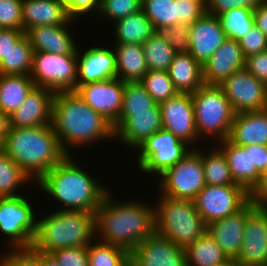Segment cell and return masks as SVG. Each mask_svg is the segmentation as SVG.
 I'll use <instances>...</instances> for the list:
<instances>
[{"label":"cell","mask_w":267,"mask_h":266,"mask_svg":"<svg viewBox=\"0 0 267 266\" xmlns=\"http://www.w3.org/2000/svg\"><path fill=\"white\" fill-rule=\"evenodd\" d=\"M73 21L75 23V20L70 18L62 25H42L29 28L25 34L29 38L33 51L58 55H77V42L67 29Z\"/></svg>","instance_id":"21"},{"label":"cell","mask_w":267,"mask_h":266,"mask_svg":"<svg viewBox=\"0 0 267 266\" xmlns=\"http://www.w3.org/2000/svg\"><path fill=\"white\" fill-rule=\"evenodd\" d=\"M238 42L245 58L267 50V36L255 25Z\"/></svg>","instance_id":"46"},{"label":"cell","mask_w":267,"mask_h":266,"mask_svg":"<svg viewBox=\"0 0 267 266\" xmlns=\"http://www.w3.org/2000/svg\"><path fill=\"white\" fill-rule=\"evenodd\" d=\"M250 199L251 195L239 185H205L193 202L202 220L208 225L236 213Z\"/></svg>","instance_id":"12"},{"label":"cell","mask_w":267,"mask_h":266,"mask_svg":"<svg viewBox=\"0 0 267 266\" xmlns=\"http://www.w3.org/2000/svg\"><path fill=\"white\" fill-rule=\"evenodd\" d=\"M113 199L107 192L95 211L96 238L131 252L155 232V207L134 199L125 202Z\"/></svg>","instance_id":"2"},{"label":"cell","mask_w":267,"mask_h":266,"mask_svg":"<svg viewBox=\"0 0 267 266\" xmlns=\"http://www.w3.org/2000/svg\"><path fill=\"white\" fill-rule=\"evenodd\" d=\"M163 129L170 131L186 144L199 140L195 126L194 106L191 94L177 93L160 104Z\"/></svg>","instance_id":"16"},{"label":"cell","mask_w":267,"mask_h":266,"mask_svg":"<svg viewBox=\"0 0 267 266\" xmlns=\"http://www.w3.org/2000/svg\"><path fill=\"white\" fill-rule=\"evenodd\" d=\"M25 34L17 29H0V61L5 57L9 49Z\"/></svg>","instance_id":"52"},{"label":"cell","mask_w":267,"mask_h":266,"mask_svg":"<svg viewBox=\"0 0 267 266\" xmlns=\"http://www.w3.org/2000/svg\"><path fill=\"white\" fill-rule=\"evenodd\" d=\"M140 83L158 104L178 93L167 71H148Z\"/></svg>","instance_id":"41"},{"label":"cell","mask_w":267,"mask_h":266,"mask_svg":"<svg viewBox=\"0 0 267 266\" xmlns=\"http://www.w3.org/2000/svg\"><path fill=\"white\" fill-rule=\"evenodd\" d=\"M227 38L238 41L255 25L253 10L236 8L217 16Z\"/></svg>","instance_id":"39"},{"label":"cell","mask_w":267,"mask_h":266,"mask_svg":"<svg viewBox=\"0 0 267 266\" xmlns=\"http://www.w3.org/2000/svg\"><path fill=\"white\" fill-rule=\"evenodd\" d=\"M10 127L9 116L0 110V134H7Z\"/></svg>","instance_id":"57"},{"label":"cell","mask_w":267,"mask_h":266,"mask_svg":"<svg viewBox=\"0 0 267 266\" xmlns=\"http://www.w3.org/2000/svg\"><path fill=\"white\" fill-rule=\"evenodd\" d=\"M142 46L149 71H167L177 53L167 40L155 33Z\"/></svg>","instance_id":"36"},{"label":"cell","mask_w":267,"mask_h":266,"mask_svg":"<svg viewBox=\"0 0 267 266\" xmlns=\"http://www.w3.org/2000/svg\"><path fill=\"white\" fill-rule=\"evenodd\" d=\"M245 68L267 86V50L248 56Z\"/></svg>","instance_id":"51"},{"label":"cell","mask_w":267,"mask_h":266,"mask_svg":"<svg viewBox=\"0 0 267 266\" xmlns=\"http://www.w3.org/2000/svg\"><path fill=\"white\" fill-rule=\"evenodd\" d=\"M124 85L122 80L112 78L80 85L75 91L86 104L114 125L122 110Z\"/></svg>","instance_id":"15"},{"label":"cell","mask_w":267,"mask_h":266,"mask_svg":"<svg viewBox=\"0 0 267 266\" xmlns=\"http://www.w3.org/2000/svg\"><path fill=\"white\" fill-rule=\"evenodd\" d=\"M54 96V91L35 86L9 117L10 127L29 128L51 125Z\"/></svg>","instance_id":"20"},{"label":"cell","mask_w":267,"mask_h":266,"mask_svg":"<svg viewBox=\"0 0 267 266\" xmlns=\"http://www.w3.org/2000/svg\"><path fill=\"white\" fill-rule=\"evenodd\" d=\"M162 128L160 105L156 103L149 111L132 112V116L114 132V139L134 150Z\"/></svg>","instance_id":"25"},{"label":"cell","mask_w":267,"mask_h":266,"mask_svg":"<svg viewBox=\"0 0 267 266\" xmlns=\"http://www.w3.org/2000/svg\"><path fill=\"white\" fill-rule=\"evenodd\" d=\"M77 55L33 52L31 79L36 87L56 92L77 89Z\"/></svg>","instance_id":"11"},{"label":"cell","mask_w":267,"mask_h":266,"mask_svg":"<svg viewBox=\"0 0 267 266\" xmlns=\"http://www.w3.org/2000/svg\"><path fill=\"white\" fill-rule=\"evenodd\" d=\"M199 148L197 150L200 152L206 185H237L230 173L226 156L216 145L211 146V150H207L208 153Z\"/></svg>","instance_id":"33"},{"label":"cell","mask_w":267,"mask_h":266,"mask_svg":"<svg viewBox=\"0 0 267 266\" xmlns=\"http://www.w3.org/2000/svg\"><path fill=\"white\" fill-rule=\"evenodd\" d=\"M190 55L202 66L227 39L217 16L205 13L190 24Z\"/></svg>","instance_id":"18"},{"label":"cell","mask_w":267,"mask_h":266,"mask_svg":"<svg viewBox=\"0 0 267 266\" xmlns=\"http://www.w3.org/2000/svg\"><path fill=\"white\" fill-rule=\"evenodd\" d=\"M33 52L29 38L24 34L0 61V74L30 75Z\"/></svg>","instance_id":"34"},{"label":"cell","mask_w":267,"mask_h":266,"mask_svg":"<svg viewBox=\"0 0 267 266\" xmlns=\"http://www.w3.org/2000/svg\"><path fill=\"white\" fill-rule=\"evenodd\" d=\"M113 49L118 79L123 82H137L149 71L141 44H114Z\"/></svg>","instance_id":"29"},{"label":"cell","mask_w":267,"mask_h":266,"mask_svg":"<svg viewBox=\"0 0 267 266\" xmlns=\"http://www.w3.org/2000/svg\"><path fill=\"white\" fill-rule=\"evenodd\" d=\"M206 231L193 200L160 196L155 205V232L185 249Z\"/></svg>","instance_id":"6"},{"label":"cell","mask_w":267,"mask_h":266,"mask_svg":"<svg viewBox=\"0 0 267 266\" xmlns=\"http://www.w3.org/2000/svg\"><path fill=\"white\" fill-rule=\"evenodd\" d=\"M228 140L238 146H267V109L236 113Z\"/></svg>","instance_id":"26"},{"label":"cell","mask_w":267,"mask_h":266,"mask_svg":"<svg viewBox=\"0 0 267 266\" xmlns=\"http://www.w3.org/2000/svg\"><path fill=\"white\" fill-rule=\"evenodd\" d=\"M23 196L0 197V231L7 236L8 250L31 249L37 232V214Z\"/></svg>","instance_id":"8"},{"label":"cell","mask_w":267,"mask_h":266,"mask_svg":"<svg viewBox=\"0 0 267 266\" xmlns=\"http://www.w3.org/2000/svg\"><path fill=\"white\" fill-rule=\"evenodd\" d=\"M206 13L214 16L236 9L248 8L254 10L262 3L261 0H205Z\"/></svg>","instance_id":"48"},{"label":"cell","mask_w":267,"mask_h":266,"mask_svg":"<svg viewBox=\"0 0 267 266\" xmlns=\"http://www.w3.org/2000/svg\"><path fill=\"white\" fill-rule=\"evenodd\" d=\"M74 160L67 155L37 181V187L64 206L59 210L95 213L109 189Z\"/></svg>","instance_id":"3"},{"label":"cell","mask_w":267,"mask_h":266,"mask_svg":"<svg viewBox=\"0 0 267 266\" xmlns=\"http://www.w3.org/2000/svg\"><path fill=\"white\" fill-rule=\"evenodd\" d=\"M34 87L30 75L0 74V110L10 117Z\"/></svg>","instance_id":"30"},{"label":"cell","mask_w":267,"mask_h":266,"mask_svg":"<svg viewBox=\"0 0 267 266\" xmlns=\"http://www.w3.org/2000/svg\"><path fill=\"white\" fill-rule=\"evenodd\" d=\"M216 146L226 156L235 184L252 196L261 185L263 175L252 164L251 149L235 145L228 139L217 142Z\"/></svg>","instance_id":"22"},{"label":"cell","mask_w":267,"mask_h":266,"mask_svg":"<svg viewBox=\"0 0 267 266\" xmlns=\"http://www.w3.org/2000/svg\"><path fill=\"white\" fill-rule=\"evenodd\" d=\"M191 97L199 139L211 138L216 142L228 139L236 113L222 88L204 84Z\"/></svg>","instance_id":"7"},{"label":"cell","mask_w":267,"mask_h":266,"mask_svg":"<svg viewBox=\"0 0 267 266\" xmlns=\"http://www.w3.org/2000/svg\"><path fill=\"white\" fill-rule=\"evenodd\" d=\"M251 199L255 205L267 208V176H263V180L259 188L253 193Z\"/></svg>","instance_id":"55"},{"label":"cell","mask_w":267,"mask_h":266,"mask_svg":"<svg viewBox=\"0 0 267 266\" xmlns=\"http://www.w3.org/2000/svg\"><path fill=\"white\" fill-rule=\"evenodd\" d=\"M155 104L140 81L125 82L122 110L118 121L113 125L114 132L132 116V112L149 111Z\"/></svg>","instance_id":"35"},{"label":"cell","mask_w":267,"mask_h":266,"mask_svg":"<svg viewBox=\"0 0 267 266\" xmlns=\"http://www.w3.org/2000/svg\"><path fill=\"white\" fill-rule=\"evenodd\" d=\"M7 134H0V153L5 151V137Z\"/></svg>","instance_id":"59"},{"label":"cell","mask_w":267,"mask_h":266,"mask_svg":"<svg viewBox=\"0 0 267 266\" xmlns=\"http://www.w3.org/2000/svg\"><path fill=\"white\" fill-rule=\"evenodd\" d=\"M77 49V88L90 82L117 78L113 47L91 46L83 54Z\"/></svg>","instance_id":"19"},{"label":"cell","mask_w":267,"mask_h":266,"mask_svg":"<svg viewBox=\"0 0 267 266\" xmlns=\"http://www.w3.org/2000/svg\"><path fill=\"white\" fill-rule=\"evenodd\" d=\"M87 250L89 266H130V252L122 247L94 239Z\"/></svg>","instance_id":"37"},{"label":"cell","mask_w":267,"mask_h":266,"mask_svg":"<svg viewBox=\"0 0 267 266\" xmlns=\"http://www.w3.org/2000/svg\"><path fill=\"white\" fill-rule=\"evenodd\" d=\"M236 259L242 266H267V208L256 206L252 199L241 251Z\"/></svg>","instance_id":"14"},{"label":"cell","mask_w":267,"mask_h":266,"mask_svg":"<svg viewBox=\"0 0 267 266\" xmlns=\"http://www.w3.org/2000/svg\"><path fill=\"white\" fill-rule=\"evenodd\" d=\"M130 266H187L185 249L154 232L130 252Z\"/></svg>","instance_id":"17"},{"label":"cell","mask_w":267,"mask_h":266,"mask_svg":"<svg viewBox=\"0 0 267 266\" xmlns=\"http://www.w3.org/2000/svg\"><path fill=\"white\" fill-rule=\"evenodd\" d=\"M245 60L239 42L227 38L202 66L204 83L208 85L221 84L234 72L245 68Z\"/></svg>","instance_id":"23"},{"label":"cell","mask_w":267,"mask_h":266,"mask_svg":"<svg viewBox=\"0 0 267 266\" xmlns=\"http://www.w3.org/2000/svg\"><path fill=\"white\" fill-rule=\"evenodd\" d=\"M115 44H143L154 34V27L146 17L144 11L128 15L114 23Z\"/></svg>","instance_id":"31"},{"label":"cell","mask_w":267,"mask_h":266,"mask_svg":"<svg viewBox=\"0 0 267 266\" xmlns=\"http://www.w3.org/2000/svg\"><path fill=\"white\" fill-rule=\"evenodd\" d=\"M1 256L0 266H39V252L32 249L10 250Z\"/></svg>","instance_id":"47"},{"label":"cell","mask_w":267,"mask_h":266,"mask_svg":"<svg viewBox=\"0 0 267 266\" xmlns=\"http://www.w3.org/2000/svg\"><path fill=\"white\" fill-rule=\"evenodd\" d=\"M159 176L162 196L193 200L206 185L198 146Z\"/></svg>","instance_id":"10"},{"label":"cell","mask_w":267,"mask_h":266,"mask_svg":"<svg viewBox=\"0 0 267 266\" xmlns=\"http://www.w3.org/2000/svg\"><path fill=\"white\" fill-rule=\"evenodd\" d=\"M167 72L179 93L192 94L205 84L202 65L189 52L176 53Z\"/></svg>","instance_id":"28"},{"label":"cell","mask_w":267,"mask_h":266,"mask_svg":"<svg viewBox=\"0 0 267 266\" xmlns=\"http://www.w3.org/2000/svg\"><path fill=\"white\" fill-rule=\"evenodd\" d=\"M194 148L162 128L136 149L138 152L137 166L142 172L153 174V176L155 174L158 177Z\"/></svg>","instance_id":"9"},{"label":"cell","mask_w":267,"mask_h":266,"mask_svg":"<svg viewBox=\"0 0 267 266\" xmlns=\"http://www.w3.org/2000/svg\"><path fill=\"white\" fill-rule=\"evenodd\" d=\"M29 181L33 182L5 152L0 153V197L21 195L16 191Z\"/></svg>","instance_id":"38"},{"label":"cell","mask_w":267,"mask_h":266,"mask_svg":"<svg viewBox=\"0 0 267 266\" xmlns=\"http://www.w3.org/2000/svg\"><path fill=\"white\" fill-rule=\"evenodd\" d=\"M46 215L37 220L33 251L51 254L60 249L88 246L96 239L95 213L57 209Z\"/></svg>","instance_id":"5"},{"label":"cell","mask_w":267,"mask_h":266,"mask_svg":"<svg viewBox=\"0 0 267 266\" xmlns=\"http://www.w3.org/2000/svg\"><path fill=\"white\" fill-rule=\"evenodd\" d=\"M189 28L186 23H177L173 26H159L154 33L173 46L177 53L189 50Z\"/></svg>","instance_id":"43"},{"label":"cell","mask_w":267,"mask_h":266,"mask_svg":"<svg viewBox=\"0 0 267 266\" xmlns=\"http://www.w3.org/2000/svg\"><path fill=\"white\" fill-rule=\"evenodd\" d=\"M263 4L267 5V0H261Z\"/></svg>","instance_id":"60"},{"label":"cell","mask_w":267,"mask_h":266,"mask_svg":"<svg viewBox=\"0 0 267 266\" xmlns=\"http://www.w3.org/2000/svg\"><path fill=\"white\" fill-rule=\"evenodd\" d=\"M70 17L59 0H22L23 31L42 25H62Z\"/></svg>","instance_id":"27"},{"label":"cell","mask_w":267,"mask_h":266,"mask_svg":"<svg viewBox=\"0 0 267 266\" xmlns=\"http://www.w3.org/2000/svg\"><path fill=\"white\" fill-rule=\"evenodd\" d=\"M0 28L23 31L22 0H0Z\"/></svg>","instance_id":"44"},{"label":"cell","mask_w":267,"mask_h":266,"mask_svg":"<svg viewBox=\"0 0 267 266\" xmlns=\"http://www.w3.org/2000/svg\"><path fill=\"white\" fill-rule=\"evenodd\" d=\"M249 216V201L236 213L207 225V233L228 258H237L242 247L243 232Z\"/></svg>","instance_id":"24"},{"label":"cell","mask_w":267,"mask_h":266,"mask_svg":"<svg viewBox=\"0 0 267 266\" xmlns=\"http://www.w3.org/2000/svg\"><path fill=\"white\" fill-rule=\"evenodd\" d=\"M4 152L34 182L67 156L52 125L9 127Z\"/></svg>","instance_id":"4"},{"label":"cell","mask_w":267,"mask_h":266,"mask_svg":"<svg viewBox=\"0 0 267 266\" xmlns=\"http://www.w3.org/2000/svg\"><path fill=\"white\" fill-rule=\"evenodd\" d=\"M142 10L154 29L159 26H173L179 23L176 0H142Z\"/></svg>","instance_id":"40"},{"label":"cell","mask_w":267,"mask_h":266,"mask_svg":"<svg viewBox=\"0 0 267 266\" xmlns=\"http://www.w3.org/2000/svg\"><path fill=\"white\" fill-rule=\"evenodd\" d=\"M179 10V23L192 24L206 13L205 0H176Z\"/></svg>","instance_id":"49"},{"label":"cell","mask_w":267,"mask_h":266,"mask_svg":"<svg viewBox=\"0 0 267 266\" xmlns=\"http://www.w3.org/2000/svg\"><path fill=\"white\" fill-rule=\"evenodd\" d=\"M142 9V0H101L97 15L114 23ZM111 19V20H110Z\"/></svg>","instance_id":"42"},{"label":"cell","mask_w":267,"mask_h":266,"mask_svg":"<svg viewBox=\"0 0 267 266\" xmlns=\"http://www.w3.org/2000/svg\"><path fill=\"white\" fill-rule=\"evenodd\" d=\"M51 125L67 155H71V148L114 139L113 125L86 104L76 91L55 93Z\"/></svg>","instance_id":"1"},{"label":"cell","mask_w":267,"mask_h":266,"mask_svg":"<svg viewBox=\"0 0 267 266\" xmlns=\"http://www.w3.org/2000/svg\"><path fill=\"white\" fill-rule=\"evenodd\" d=\"M51 255L60 266H89L87 246L60 249Z\"/></svg>","instance_id":"45"},{"label":"cell","mask_w":267,"mask_h":266,"mask_svg":"<svg viewBox=\"0 0 267 266\" xmlns=\"http://www.w3.org/2000/svg\"><path fill=\"white\" fill-rule=\"evenodd\" d=\"M187 266H217L229 259L207 233L185 248Z\"/></svg>","instance_id":"32"},{"label":"cell","mask_w":267,"mask_h":266,"mask_svg":"<svg viewBox=\"0 0 267 266\" xmlns=\"http://www.w3.org/2000/svg\"><path fill=\"white\" fill-rule=\"evenodd\" d=\"M217 266H242L237 259L235 258H229L222 264H219Z\"/></svg>","instance_id":"58"},{"label":"cell","mask_w":267,"mask_h":266,"mask_svg":"<svg viewBox=\"0 0 267 266\" xmlns=\"http://www.w3.org/2000/svg\"><path fill=\"white\" fill-rule=\"evenodd\" d=\"M245 149H251L252 164L264 176L267 172V146L265 145H249L244 146Z\"/></svg>","instance_id":"53"},{"label":"cell","mask_w":267,"mask_h":266,"mask_svg":"<svg viewBox=\"0 0 267 266\" xmlns=\"http://www.w3.org/2000/svg\"><path fill=\"white\" fill-rule=\"evenodd\" d=\"M66 8L68 16L77 21L78 16L99 12L101 0H59ZM91 12V13H90Z\"/></svg>","instance_id":"50"},{"label":"cell","mask_w":267,"mask_h":266,"mask_svg":"<svg viewBox=\"0 0 267 266\" xmlns=\"http://www.w3.org/2000/svg\"><path fill=\"white\" fill-rule=\"evenodd\" d=\"M255 26L267 36V5L261 3L253 10Z\"/></svg>","instance_id":"54"},{"label":"cell","mask_w":267,"mask_h":266,"mask_svg":"<svg viewBox=\"0 0 267 266\" xmlns=\"http://www.w3.org/2000/svg\"><path fill=\"white\" fill-rule=\"evenodd\" d=\"M219 86L235 113L267 109V86L246 68L234 72Z\"/></svg>","instance_id":"13"},{"label":"cell","mask_w":267,"mask_h":266,"mask_svg":"<svg viewBox=\"0 0 267 266\" xmlns=\"http://www.w3.org/2000/svg\"><path fill=\"white\" fill-rule=\"evenodd\" d=\"M39 266H60V265L51 254H44L39 252Z\"/></svg>","instance_id":"56"}]
</instances>
